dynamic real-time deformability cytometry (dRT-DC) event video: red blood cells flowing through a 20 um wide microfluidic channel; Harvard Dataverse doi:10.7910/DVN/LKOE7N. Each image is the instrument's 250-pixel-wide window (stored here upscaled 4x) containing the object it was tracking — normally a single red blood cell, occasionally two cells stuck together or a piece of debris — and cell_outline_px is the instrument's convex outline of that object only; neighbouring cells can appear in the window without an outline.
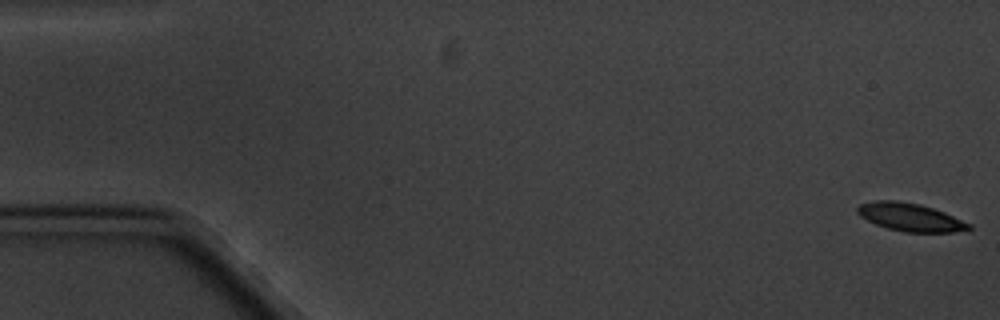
{"species": "common noctule bat (a hibernating species)", "species_latin": "Nyctalus noctula", "temperature_condition": "cold", "stored_images_in_passage": 5, "camera_frame_rate_fps": 3000, "um_per_image_px": 0.085, "animal": {"sex": "male", "body_mass_g": 20.1, "forearm_length_mm": 53.5}, "frame": {"image": 1, "passage_image": 1, "time_ms": 0.0, "image_size_px": [1000, 320], "cell_outline_px": [[972, 228], [968, 232], [904, 232], [888, 228], [876, 224], [860, 216], [856, 212], [856, 208], [860, 204], [876, 200], [896, 200], [920, 204], [944, 212], [972, 224]], "centroid_in_image_um": [77.42, 18.47], "position_along_channel_um": 7.6, "area_um2": 18.32}}